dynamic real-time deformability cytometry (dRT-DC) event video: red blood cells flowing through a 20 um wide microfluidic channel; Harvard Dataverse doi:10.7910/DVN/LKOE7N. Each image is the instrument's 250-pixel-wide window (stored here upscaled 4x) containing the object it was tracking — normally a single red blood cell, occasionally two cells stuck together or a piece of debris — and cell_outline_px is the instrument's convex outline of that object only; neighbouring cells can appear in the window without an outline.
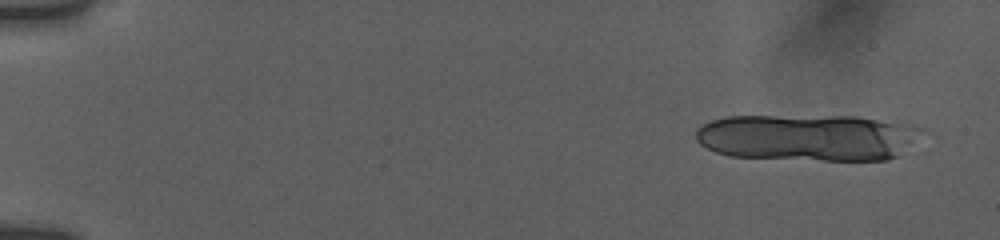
{"species": "human", "species_latin": "Homo sapiens", "temperature_condition": "room temperature", "stored_images_in_passage": 15, "camera_frame_rate_fps": 3000, "um_per_image_px": 0.085, "donor": {"sex": "female"}, "frame": {"image": 1, "passage_image": 3, "time_ms": 0.667, "image_size_px": [1000, 240], "cell_outline_px": [[932, 132], [896, 156], [888, 160], [824, 160], [732, 156], [716, 152], [700, 144], [696, 140], [696, 128], [700, 124], [712, 120], [728, 116], [856, 116], [912, 124], [928, 128]], "centroid_in_image_um": [68.8, 11.67], "position_along_channel_um": 16.2, "area_um2": 62.6}}